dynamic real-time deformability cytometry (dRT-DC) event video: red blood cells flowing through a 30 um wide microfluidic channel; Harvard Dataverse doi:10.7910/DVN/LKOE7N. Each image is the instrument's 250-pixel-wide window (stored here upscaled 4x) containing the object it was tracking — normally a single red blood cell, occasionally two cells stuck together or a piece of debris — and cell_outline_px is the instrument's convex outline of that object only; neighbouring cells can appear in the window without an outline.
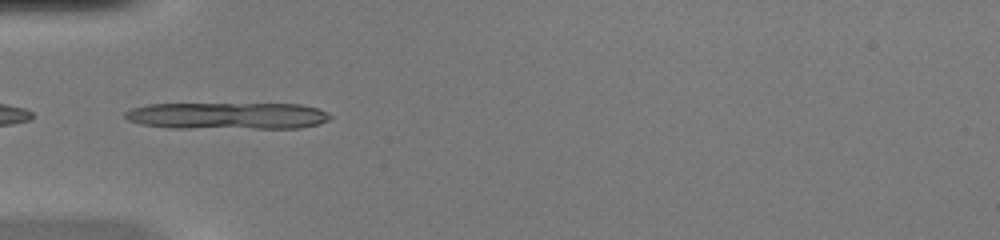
{"species": "common noctule bat (a hibernating species)", "species_latin": "Nyctalus noctula", "temperature_condition": "warm", "stored_images_in_passage": 50, "camera_frame_rate_fps": 3000, "um_per_image_px": 0.085, "animal": {"sex": "female", "body_mass_g": 20.0, "forearm_length_mm": 54.0}, "frame": {"image": 1, "passage_image": 17, "time_ms": 5.333, "image_size_px": [1000, 240], "cell_outline_px": [[332, 116], [328, 120], [320, 124], [300, 128], [172, 128], [140, 124], [128, 120], [124, 116], [124, 112], [132, 108], [148, 104], [300, 104], [316, 108]], "centroid_in_image_um": [19.31, 9.85], "position_along_channel_um": 65.7, "area_um2": 32.14}}